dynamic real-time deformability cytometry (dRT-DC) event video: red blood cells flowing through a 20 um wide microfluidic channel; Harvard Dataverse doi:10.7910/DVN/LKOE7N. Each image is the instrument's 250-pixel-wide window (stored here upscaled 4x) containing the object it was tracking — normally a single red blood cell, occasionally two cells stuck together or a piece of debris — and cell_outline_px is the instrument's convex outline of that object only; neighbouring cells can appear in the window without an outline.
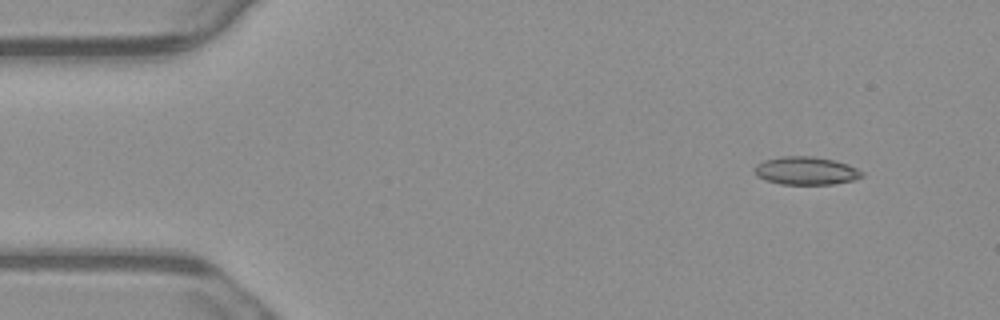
{"species": "common noctule bat (a hibernating species)", "species_latin": "Nyctalus noctula", "temperature_condition": "warm", "stored_images_in_passage": 4, "camera_frame_rate_fps": 3000, "um_per_image_px": 0.085, "animal": {"sex": "male", "body_mass_g": 23.1, "forearm_length_mm": 52.7}, "frame": {"image": 1, "passage_image": 1, "time_ms": 0.0, "image_size_px": [1000, 320], "cell_outline_px": [[864, 176], [852, 180], [832, 184], [780, 184], [764, 180], [756, 176], [756, 164], [764, 160], [780, 156], [812, 156], [832, 160], [848, 164], [864, 172]], "centroid_in_image_um": [68.5, 14.51], "position_along_channel_um": 16.5, "area_um2": 17.51}}
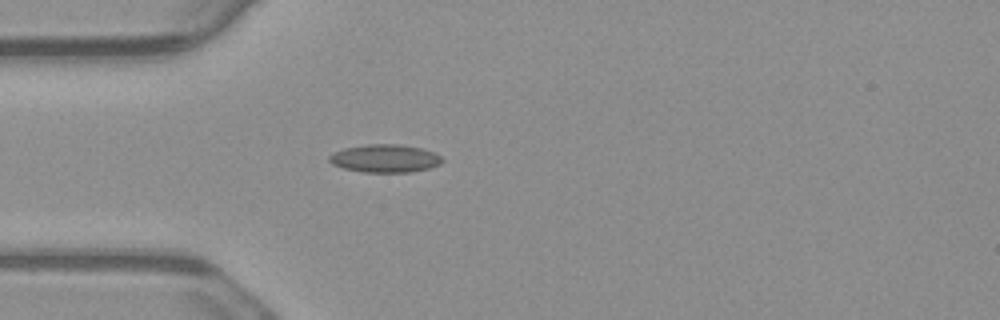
{"frame": {"image": 2, "passage_image": 4, "time_ms": 1.0, "image_size_px": [1000, 320], "cell_outline_px": [[444, 160], [440, 164], [428, 168], [412, 172], [364, 172], [344, 168], [332, 164], [328, 160], [328, 156], [332, 152], [344, 148], [368, 144], [400, 144], [424, 148], [440, 156]], "centroid_in_image_um": [32.71, 13.46], "position_along_channel_um": 52.3, "area_um2": 18.5}}